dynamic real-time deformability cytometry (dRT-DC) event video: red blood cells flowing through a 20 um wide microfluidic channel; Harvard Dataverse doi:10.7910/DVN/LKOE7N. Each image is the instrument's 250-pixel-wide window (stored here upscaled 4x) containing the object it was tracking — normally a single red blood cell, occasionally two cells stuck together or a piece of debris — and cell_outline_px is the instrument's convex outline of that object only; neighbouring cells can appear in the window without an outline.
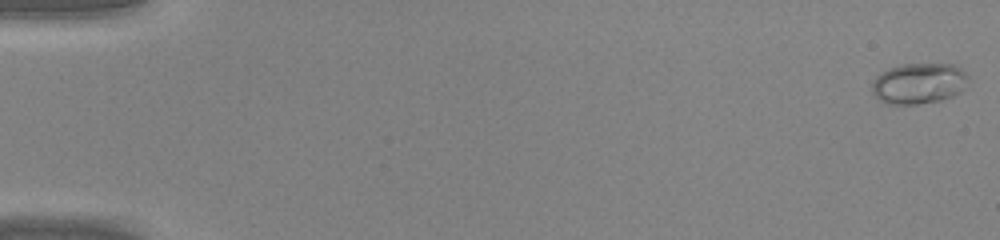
{"species": "common noctule bat (a hibernating species)", "species_latin": "Nyctalus noctula", "temperature_condition": "warm", "stored_images_in_passage": 46, "camera_frame_rate_fps": 3000, "um_per_image_px": 0.085, "animal": {"sex": "male", "body_mass_g": 20.0, "forearm_length_mm": 53.3}, "frame": {"image": 1, "passage_image": 1, "time_ms": 0.0, "image_size_px": [1000, 240], "cell_outline_px": [[968, 80], [964, 88], [960, 92], [952, 96], [940, 100], [916, 104], [884, 104], [872, 92], [872, 80], [880, 72], [888, 68], [900, 64], [952, 64], [960, 68], [968, 76]], "centroid_in_image_um": [78.07, 7.08], "position_along_channel_um": 6.9, "area_um2": 23.0}}
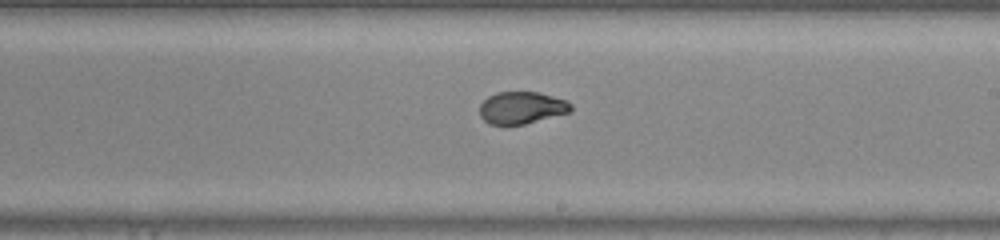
{"frame": {"image": 2, "passage_image": 28, "time_ms": 9.0, "image_size_px": [1000, 240], "cell_outline_px": [[572, 112], [524, 124], [488, 124], [480, 116], [480, 104], [488, 96], [496, 92], [540, 92], [564, 100], [572, 104]], "centroid_in_image_um": [44.34, 9.15], "position_along_channel_um": 244.7, "area_um2": 17.11}}
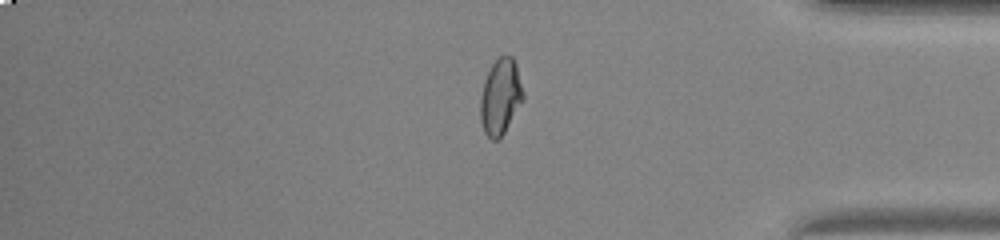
{"frame": {"image": 3, "passage_image": 39, "time_ms": 12.667, "image_size_px": [1000, 240], "cell_outline_px": [[524, 100], [504, 132], [496, 140], [492, 140], [484, 132], [480, 120], [480, 96], [484, 80], [492, 64], [500, 56], [512, 56], [516, 64], [524, 96]], "centroid_in_image_um": [42.53, 8.23], "position_along_channel_um": 392.7, "area_um2": 18.79}}